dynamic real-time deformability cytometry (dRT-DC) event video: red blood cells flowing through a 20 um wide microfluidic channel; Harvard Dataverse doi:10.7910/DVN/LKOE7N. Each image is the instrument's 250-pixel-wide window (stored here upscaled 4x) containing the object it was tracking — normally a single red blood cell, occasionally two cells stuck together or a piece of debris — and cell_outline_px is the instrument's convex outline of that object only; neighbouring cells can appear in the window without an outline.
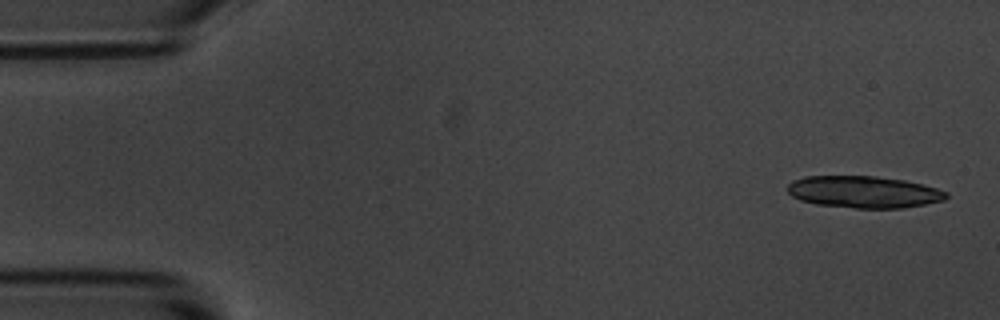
{"species": "common noctule bat (a hibernating species)", "species_latin": "Nyctalus noctula", "temperature_condition": "room temperature", "stored_images_in_passage": 6, "camera_frame_rate_fps": 3000, "um_per_image_px": 0.085, "animal": {"sex": "male", "body_mass_g": 20.1, "forearm_length_mm": 53.5}, "frame": {"image": 1, "passage_image": 1, "time_ms": 0.0, "image_size_px": [1000, 320], "cell_outline_px": [[948, 196], [944, 200], [904, 208], [856, 208], [816, 204], [800, 200], [792, 196], [788, 192], [788, 184], [792, 180], [804, 176], [876, 176], [904, 180], [936, 188], [948, 192]], "centroid_in_image_um": [73.4, 16.31], "position_along_channel_um": 11.6, "area_um2": 29.48}}